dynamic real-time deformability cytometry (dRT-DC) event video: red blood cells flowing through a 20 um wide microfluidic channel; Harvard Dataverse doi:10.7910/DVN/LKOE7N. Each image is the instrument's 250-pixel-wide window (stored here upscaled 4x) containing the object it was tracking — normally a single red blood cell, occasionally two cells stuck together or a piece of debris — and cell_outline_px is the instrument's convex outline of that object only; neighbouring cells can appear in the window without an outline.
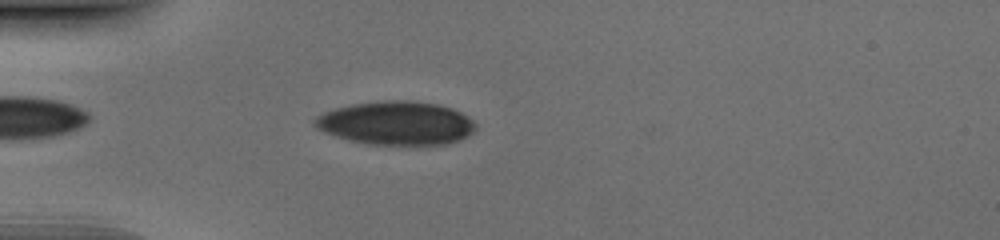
{"species": "human", "species_latin": "Homo sapiens", "temperature_condition": "cold", "stored_images_in_passage": 36, "camera_frame_rate_fps": 3000, "um_per_image_px": 0.085, "donor": {"sex": "male"}, "frame": {"image": 1, "passage_image": 3, "time_ms": 0.667, "image_size_px": [1000, 240], "cell_outline_px": [[476, 128], [468, 136], [444, 144], [368, 144], [348, 140], [324, 132], [316, 128], [312, 124], [312, 120], [316, 116], [324, 112], [336, 108], [352, 104], [384, 100], [412, 100], [436, 104], [452, 108], [468, 116], [476, 124]], "centroid_in_image_um": [33.64, 10.45], "position_along_channel_um": 51.4, "area_um2": 40.81}}
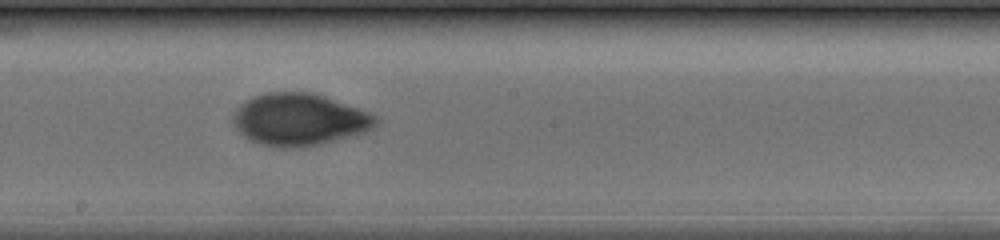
{"frame": {"image": 2, "passage_image": 17, "time_ms": 5.333, "image_size_px": [1000, 240], "cell_outline_px": [[380, 120], [372, 128], [364, 132], [336, 140], [320, 144], [292, 148], [276, 148], [260, 144], [244, 136], [236, 128], [232, 120], [232, 112], [240, 104], [252, 96], [268, 92], [308, 92], [324, 96], [360, 108], [376, 116]], "centroid_in_image_um": [25.41, 10.16], "position_along_channel_um": 222.8, "area_um2": 43.41}}
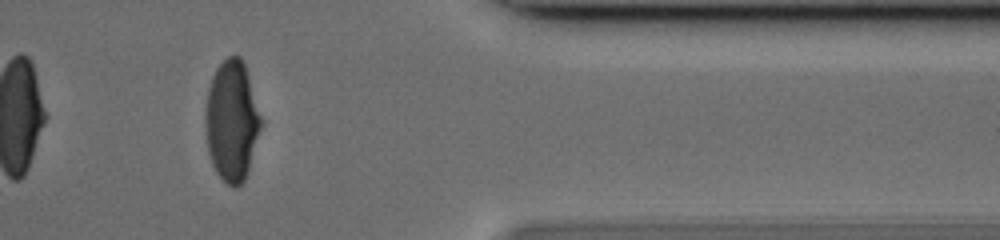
{"frame": {"image": 3, "passage_image": 31, "time_ms": 10.0, "image_size_px": [1000, 240], "cell_outline_px": [[260, 128], [248, 168], [244, 180], [236, 188], [232, 188], [216, 172], [212, 164], [208, 152], [204, 132], [204, 108], [208, 88], [212, 76], [216, 68], [228, 56], [240, 56], [244, 64], [248, 76], [260, 116]], "centroid_in_image_um": [19.64, 10.27], "position_along_channel_um": 391.8, "area_um2": 38.67}}